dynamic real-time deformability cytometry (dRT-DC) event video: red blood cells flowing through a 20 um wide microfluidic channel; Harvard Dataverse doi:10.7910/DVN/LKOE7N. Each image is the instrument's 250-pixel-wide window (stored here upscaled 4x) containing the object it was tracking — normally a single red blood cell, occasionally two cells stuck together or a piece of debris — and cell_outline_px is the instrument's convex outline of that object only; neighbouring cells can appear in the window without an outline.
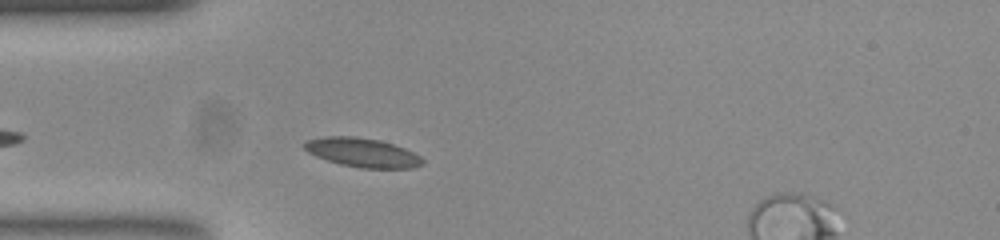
{"species": "common noctule bat (a hibernating species)", "species_latin": "Nyctalus noctula", "temperature_condition": "room temperature", "stored_images_in_passage": 41, "camera_frame_rate_fps": 3000, "um_per_image_px": 0.085, "animal": {"sex": "female", "body_mass_g": 23.0, "forearm_length_mm": 53.4}, "frame": {"image": 1, "passage_image": 5, "time_ms": 1.333, "image_size_px": [1000, 240], "cell_outline_px": [[424, 164], [412, 168], [360, 168], [340, 164], [316, 156], [308, 152], [304, 148], [304, 144], [308, 140], [328, 136], [352, 136], [380, 140], [404, 148], [420, 156], [424, 160]], "centroid_in_image_um": [30.83, 12.97], "position_along_channel_um": 54.2, "area_um2": 19.83}}
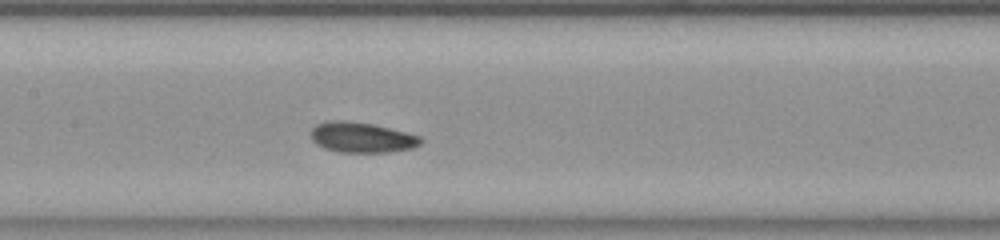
{"frame": {"image": 2, "passage_image": 15, "time_ms": 4.667, "image_size_px": [1000, 240], "cell_outline_px": [[424, 140], [420, 144], [412, 148], [388, 152], [340, 152], [324, 148], [316, 144], [312, 140], [312, 128], [316, 124], [328, 120], [344, 120], [372, 124], [420, 136]], "centroid_in_image_um": [30.73, 11.68], "position_along_channel_um": 176.7, "area_um2": 19.31}}
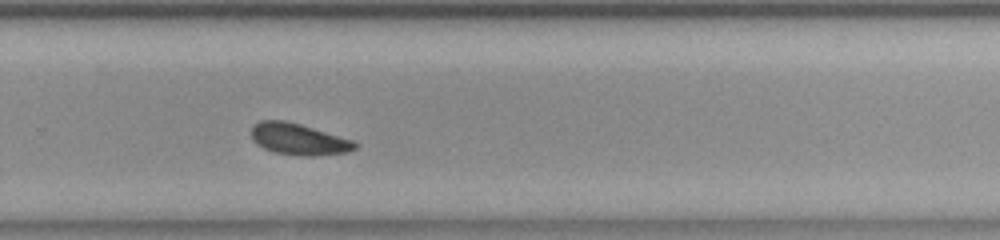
{"frame": {"image": 3, "passage_image": 25, "time_ms": 8.0, "image_size_px": [1000, 240], "cell_outline_px": [[356, 148], [348, 152], [312, 156], [300, 156], [272, 152], [256, 144], [252, 140], [252, 128], [260, 120], [284, 120], [300, 124], [352, 140], [356, 144]], "centroid_in_image_um": [25.35, 11.84], "position_along_channel_um": 304.5, "area_um2": 18.84}, "authors_computed_cell_mechanics": {"area_um2": 18.3226, "velocity_mm_per_s": 3.8418, "shape_relaxation_time_tau1_ms": 5.5023, "shape_relaxation_time_tau2_ms": 6.0783, "deformation_change_tau1": 0.0763, "deformation_change_tau2": 0.1409}}